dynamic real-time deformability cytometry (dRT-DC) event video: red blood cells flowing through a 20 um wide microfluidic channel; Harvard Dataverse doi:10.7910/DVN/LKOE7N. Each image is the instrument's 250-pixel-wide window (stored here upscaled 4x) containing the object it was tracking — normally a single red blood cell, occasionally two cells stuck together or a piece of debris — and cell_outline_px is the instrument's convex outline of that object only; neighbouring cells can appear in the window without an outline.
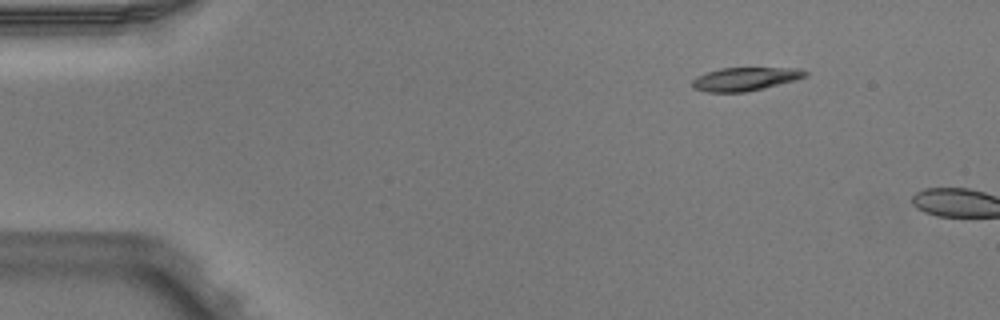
{"species": "Egyptian fruit bat (a non-hibernating species)", "species_latin": "Rousettus aegyptiacus", "temperature_condition": "warm", "stored_images_in_passage": 2, "camera_frame_rate_fps": 3000, "um_per_image_px": 0.085, "animal": {"sex": "male"}, "frame": {"image": 1, "passage_image": 1, "time_ms": 0.0, "image_size_px": [1000, 320], "cell_outline_px": [[808, 76], [796, 80], [764, 88], [744, 92], [708, 92], [692, 88], [692, 80], [696, 76], [720, 68], [800, 68], [808, 72]], "centroid_in_image_um": [63.35, 6.71], "position_along_channel_um": 21.6, "area_um2": 15.43}}